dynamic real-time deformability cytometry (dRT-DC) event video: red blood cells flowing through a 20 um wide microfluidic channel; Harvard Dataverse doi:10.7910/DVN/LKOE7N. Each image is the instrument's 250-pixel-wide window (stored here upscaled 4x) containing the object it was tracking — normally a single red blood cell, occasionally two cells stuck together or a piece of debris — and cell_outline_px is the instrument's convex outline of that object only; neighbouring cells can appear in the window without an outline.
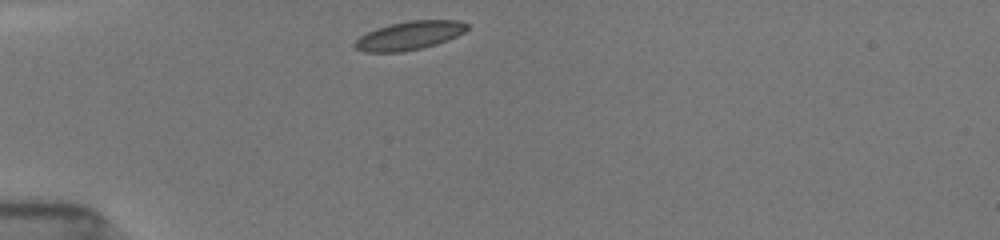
{"species": "common noctule bat (a hibernating species)", "species_latin": "Nyctalus noctula", "temperature_condition": "room temperature", "stored_images_in_passage": 39, "camera_frame_rate_fps": 3000, "um_per_image_px": 0.085, "animal": {"sex": "female", "body_mass_g": 19.5, "forearm_length_mm": 54.1}, "frame": {"image": 1, "passage_image": 1, "time_ms": 0.0, "image_size_px": [1000, 240], "cell_outline_px": [[468, 28], [464, 32], [456, 36], [436, 44], [420, 48], [400, 52], [364, 52], [356, 48], [352, 44], [360, 36], [376, 28], [388, 24], [408, 20], [460, 20], [468, 24]], "centroid_in_image_um": [34.78, 3.01], "position_along_channel_um": 50.2, "area_um2": 18.67}}
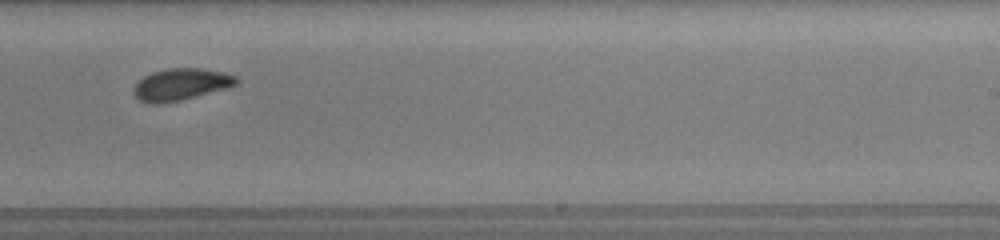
{"frame": {"image": 2, "passage_image": 20, "time_ms": 6.333, "image_size_px": [1000, 240], "cell_outline_px": [[240, 80], [236, 84], [228, 88], [180, 100], [160, 104], [152, 104], [140, 100], [132, 92], [132, 88], [144, 76], [152, 72], [168, 68], [200, 68], [224, 72], [236, 76]], "centroid_in_image_um": [15.39, 7.17], "position_along_channel_um": 273.6, "area_um2": 19.07}}
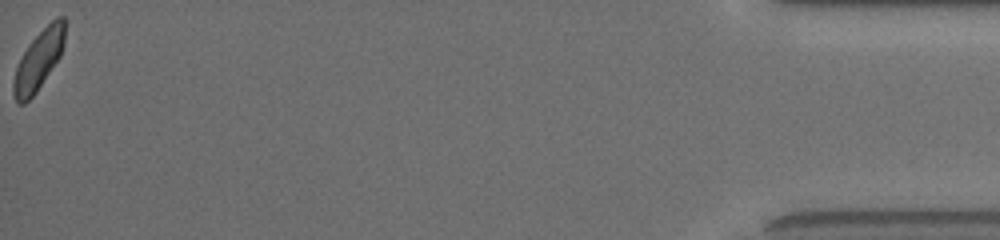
{"frame": {"image": 3, "passage_image": 39, "time_ms": 12.667, "image_size_px": [1000, 240], "cell_outline_px": [[64, 44], [60, 56], [36, 92], [24, 104], [16, 104], [12, 92], [12, 80], [16, 68], [24, 52], [32, 40], [56, 16], [64, 16]], "centroid_in_image_um": [3.26, 5.15], "position_along_channel_um": 431.9, "area_um2": 17.57}, "authors_computed_cell_mechanics": {"area_um2": 18.8428, "velocity_mm_per_s": 3.876, "shape_relaxation_time_tau1_ms": 2.637, "shape_relaxation_time_tau2_ms": 1.3877, "deformation_change_tau1": 0.1083, "deformation_change_tau2": 0.0625}}